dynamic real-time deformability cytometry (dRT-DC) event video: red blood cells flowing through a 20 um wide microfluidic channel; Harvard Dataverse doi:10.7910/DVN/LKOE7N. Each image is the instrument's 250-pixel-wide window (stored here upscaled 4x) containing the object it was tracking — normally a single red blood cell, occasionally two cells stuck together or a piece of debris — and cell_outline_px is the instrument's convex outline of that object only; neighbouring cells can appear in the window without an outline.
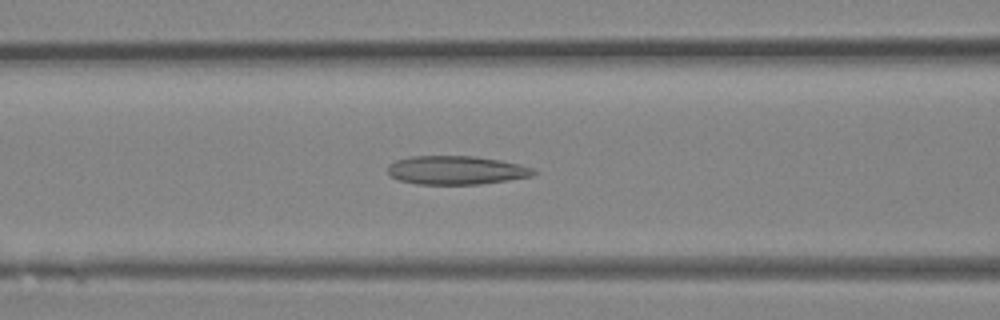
{"species": "Egyptian fruit bat (a non-hibernating species)", "species_latin": "Rousettus aegyptiacus", "temperature_condition": "room temperature", "stored_images_in_passage": 33, "camera_frame_rate_fps": 3000, "um_per_image_px": 0.085, "animal": {"sex": "female"}, "frame": {"image": 1, "passage_image": 11, "time_ms": 3.333, "image_size_px": [1000, 320], "cell_outline_px": [[540, 172], [532, 176], [508, 180], [480, 184], [416, 184], [400, 180], [392, 176], [388, 172], [388, 164], [396, 160], [412, 156], [476, 156], [500, 160], [520, 164], [532, 168]], "centroid_in_image_um": [38.81, 14.46], "position_along_channel_um": 127.8, "area_um2": 24.39}}
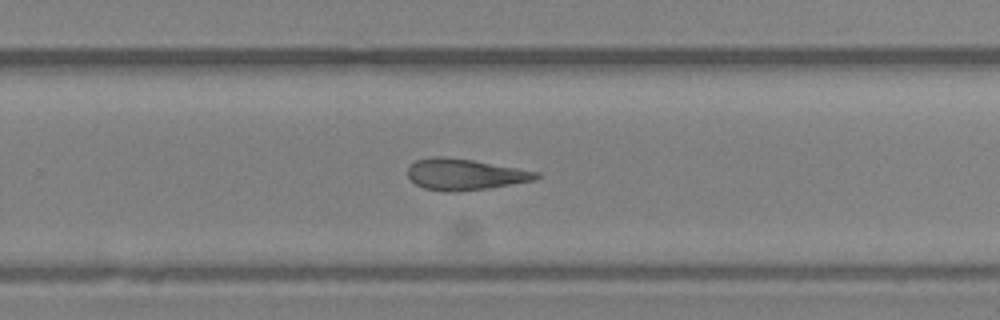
{"frame": {"image": 2, "passage_image": 20, "time_ms": 6.333, "image_size_px": [1000, 320], "cell_outline_px": [[540, 176], [536, 180], [488, 188], [456, 192], [448, 192], [424, 188], [416, 184], [408, 176], [408, 168], [416, 160], [432, 156], [444, 156], [472, 160], [540, 172]], "centroid_in_image_um": [39.52, 14.82], "position_along_channel_um": 290.3, "area_um2": 23.29}}
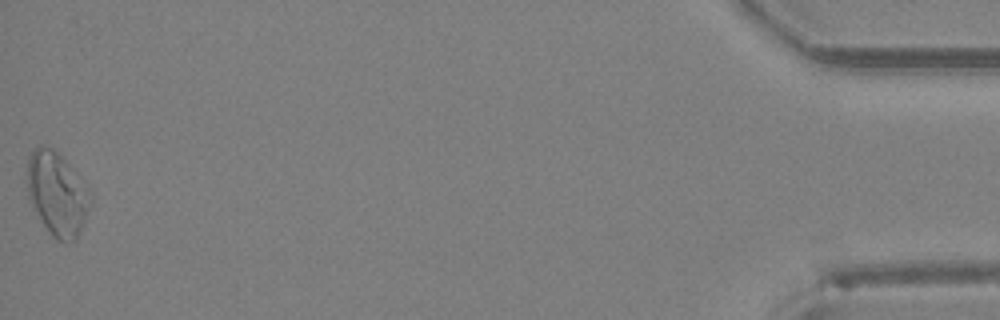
{"frame": {"image": 3, "passage_image": 33, "time_ms": 10.667, "image_size_px": [1000, 320], "cell_outline_px": [[92, 200], [76, 240], [68, 244], [56, 240], [52, 236], [28, 200], [28, 156], [40, 144], [52, 148], [68, 164], [92, 192]], "centroid_in_image_um": [4.87, 16.5], "position_along_channel_um": 430.3, "area_um2": 30.52}}